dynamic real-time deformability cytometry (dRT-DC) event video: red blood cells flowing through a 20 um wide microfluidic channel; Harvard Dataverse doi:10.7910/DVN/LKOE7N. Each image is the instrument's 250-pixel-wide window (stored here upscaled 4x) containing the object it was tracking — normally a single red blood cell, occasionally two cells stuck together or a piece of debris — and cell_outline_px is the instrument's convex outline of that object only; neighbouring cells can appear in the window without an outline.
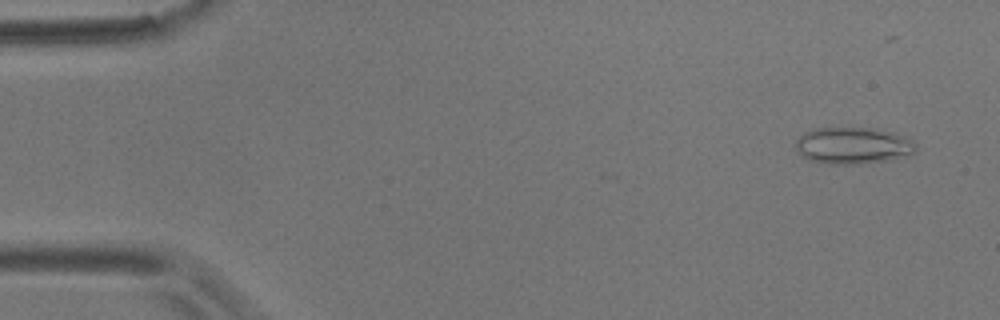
{"species": "common noctule bat (a hibernating species)", "species_latin": "Nyctalus noctula", "temperature_condition": "room temperature", "stored_images_in_passage": 47, "camera_frame_rate_fps": 3000, "um_per_image_px": 0.085, "animal": {"sex": "male", "body_mass_g": 17.9}, "frame": {"image": 1, "passage_image": 3, "time_ms": 0.667, "image_size_px": [1000, 320], "cell_outline_px": [[916, 148], [912, 152], [884, 160], [860, 164], [828, 164], [808, 160], [800, 156], [796, 148], [796, 140], [800, 136], [816, 128], [872, 128], [892, 132], [908, 136], [916, 144]], "centroid_in_image_um": [72.46, 12.37], "position_along_channel_um": 12.5, "area_um2": 25.43}}
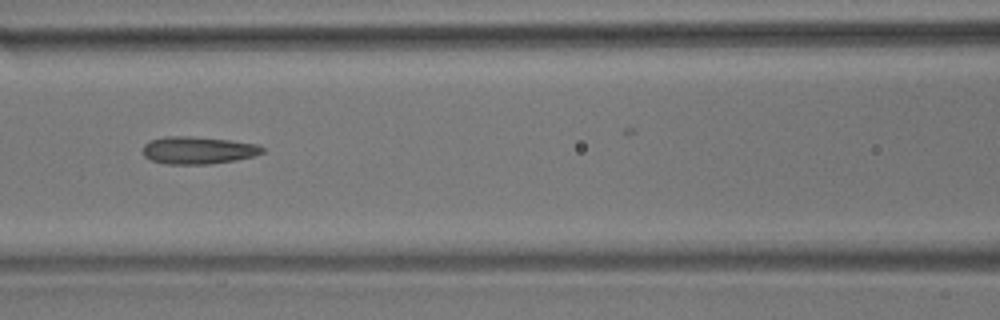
{"frame": {"image": 2, "passage_image": 24, "time_ms": 7.667, "image_size_px": [1000, 320], "cell_outline_px": [[264, 152], [252, 156], [236, 160], [208, 164], [164, 164], [152, 160], [144, 156], [144, 144], [148, 140], [164, 136], [192, 136], [228, 140], [260, 144], [264, 148]], "centroid_in_image_um": [16.83, 12.76], "position_along_channel_um": 149.8, "area_um2": 19.19}}
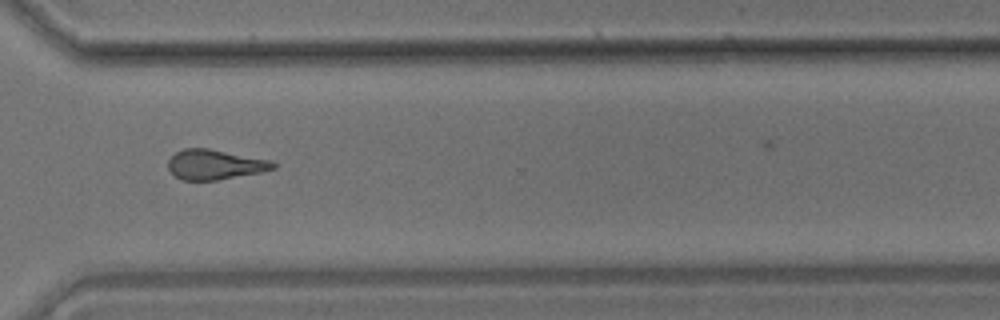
{"frame": {"image": 3, "passage_image": 41, "time_ms": 13.333, "image_size_px": [1000, 320], "cell_outline_px": [[276, 168], [260, 172], [216, 180], [180, 180], [168, 168], [168, 160], [176, 152], [184, 148], [208, 148], [272, 160], [276, 164]], "centroid_in_image_um": [18.27, 13.98], "position_along_channel_um": 352.3, "area_um2": 18.26}, "authors_computed_cell_mechanics": {"area_um2": 18.9006, "velocity_mm_per_s": 3.5797, "shape_relaxation_time_tau1_ms": null, "shape_relaxation_time_tau2_ms": 3.9517, "deformation_change_tau1": null, "deformation_change_tau2": 0.1394}}